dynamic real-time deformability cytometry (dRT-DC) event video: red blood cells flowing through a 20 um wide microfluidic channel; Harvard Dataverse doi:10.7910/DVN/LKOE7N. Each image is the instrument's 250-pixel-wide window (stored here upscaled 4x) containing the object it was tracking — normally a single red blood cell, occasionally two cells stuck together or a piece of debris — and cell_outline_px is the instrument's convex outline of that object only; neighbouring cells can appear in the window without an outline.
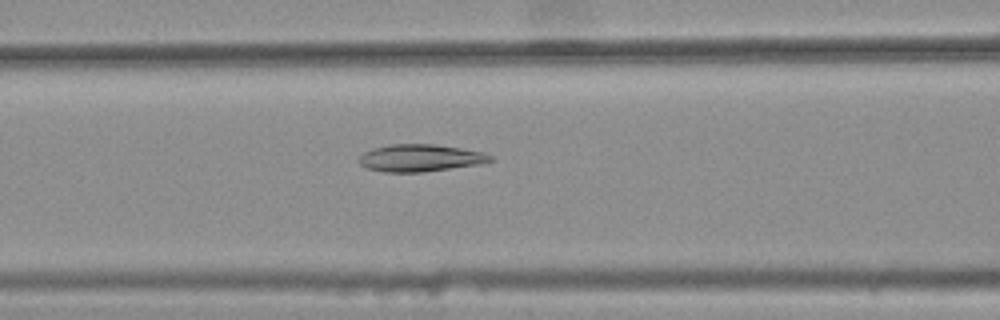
{"species": "common noctule bat (a hibernating species)", "species_latin": "Nyctalus noctula", "temperature_condition": "warm", "stored_images_in_passage": 36, "camera_frame_rate_fps": 3000, "um_per_image_px": 0.085, "animal": {"sex": "female", "body_mass_g": 25.1}, "frame": {"image": 1, "passage_image": 10, "time_ms": 3.0, "image_size_px": [1000, 320], "cell_outline_px": [[496, 160], [480, 164], [420, 172], [384, 172], [368, 168], [360, 164], [356, 160], [364, 152], [372, 148], [388, 144], [436, 144], [484, 152], [492, 156]], "centroid_in_image_um": [35.71, 13.42], "position_along_channel_um": 130.9, "area_um2": 20.92}}
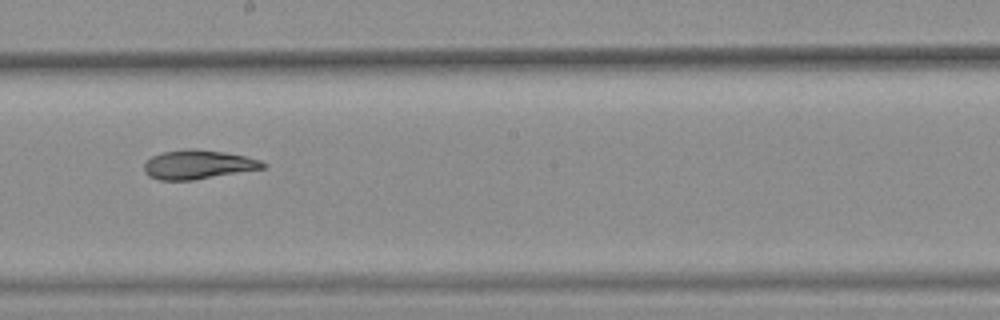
{"frame": {"image": 2, "passage_image": 18, "time_ms": 5.667, "image_size_px": [1000, 320], "cell_outline_px": [[268, 164], [264, 168], [192, 180], [160, 180], [148, 176], [144, 172], [144, 164], [152, 156], [164, 152], [188, 148], [192, 148], [224, 152], [244, 156], [260, 160]], "centroid_in_image_um": [16.82, 13.99], "position_along_channel_um": 231.4, "area_um2": 19.94}}
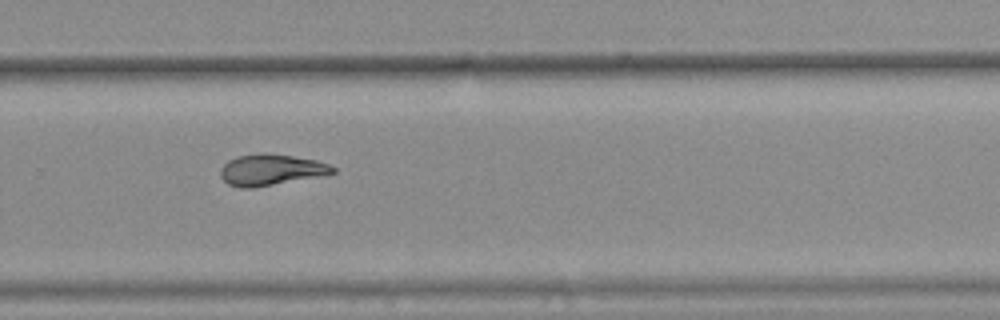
{"frame": {"image": 3, "passage_image": 24, "time_ms": 7.667, "image_size_px": [1000, 320], "cell_outline_px": [[336, 172], [252, 188], [240, 188], [228, 184], [220, 176], [220, 168], [228, 160], [236, 156], [260, 152], [264, 152], [292, 156], [316, 160], [328, 164], [336, 168]], "centroid_in_image_um": [22.96, 14.41], "position_along_channel_um": 306.8, "area_um2": 20.17}, "authors_computed_cell_mechanics": {"area_um2": 19.9121, "velocity_mm_per_s": 3.7772, "shape_relaxation_time_tau1_ms": null, "shape_relaxation_time_tau2_ms": 6.8188, "deformation_change_tau1": null, "deformation_change_tau2": 0.1191}}